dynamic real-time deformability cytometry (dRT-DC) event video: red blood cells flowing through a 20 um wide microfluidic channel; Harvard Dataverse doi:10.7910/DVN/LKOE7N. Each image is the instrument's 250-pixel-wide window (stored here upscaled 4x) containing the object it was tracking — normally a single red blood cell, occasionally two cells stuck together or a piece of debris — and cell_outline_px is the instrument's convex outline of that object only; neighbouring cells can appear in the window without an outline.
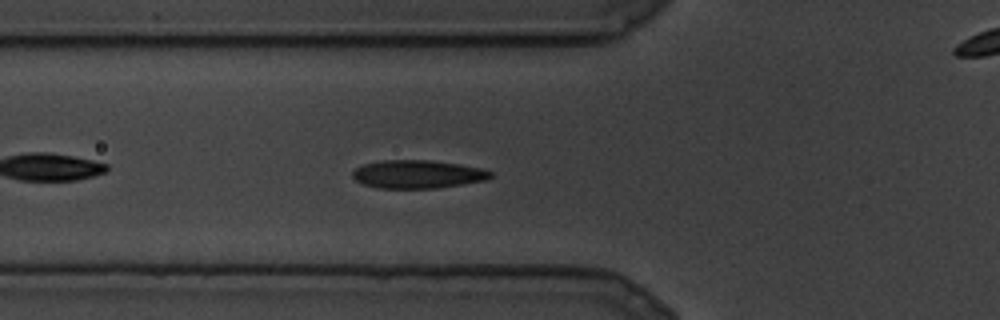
{"species": "common noctule bat (a hibernating species)", "species_latin": "Nyctalus noctula", "temperature_condition": "cold", "stored_images_in_passage": 7, "segment_of_instrument_passage": [1, 2], "camera_frame_rate_fps": 3000, "um_per_image_px": 0.085, "animal": {"sex": "male", "body_mass_g": 19.5, "forearm_length_mm": 54.6}, "frame": {"image": 1, "passage_image": 6, "time_ms": 1.667, "image_size_px": [1000, 320], "cell_outline_px": [[492, 176], [488, 180], [436, 188], [376, 188], [364, 184], [356, 180], [352, 176], [352, 172], [356, 168], [364, 164], [380, 160], [428, 160], [460, 164], [480, 168], [492, 172]], "centroid_in_image_um": [35.5, 14.81], "position_along_channel_um": 90.3, "area_um2": 22.66}}